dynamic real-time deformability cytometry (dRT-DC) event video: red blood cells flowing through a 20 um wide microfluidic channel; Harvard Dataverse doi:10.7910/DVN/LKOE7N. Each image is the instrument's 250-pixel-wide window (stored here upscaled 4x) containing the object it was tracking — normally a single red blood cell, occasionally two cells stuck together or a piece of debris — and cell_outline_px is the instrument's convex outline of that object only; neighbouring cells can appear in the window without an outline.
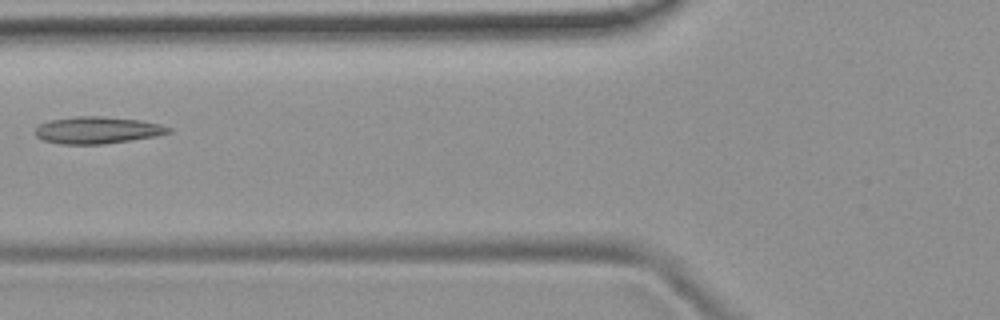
{"species": "common noctule bat (a hibernating species)", "species_latin": "Nyctalus noctula", "temperature_condition": "room temperature", "stored_images_in_passage": 5, "camera_frame_rate_fps": 3000, "um_per_image_px": 0.085, "animal": {"sex": "female", "body_mass_g": 19.9}, "frame": {"image": 1, "passage_image": 5, "time_ms": 5.667, "image_size_px": [1000, 320], "cell_outline_px": [[172, 132], [156, 136], [104, 144], [60, 144], [44, 140], [36, 136], [32, 132], [40, 124], [48, 120], [76, 116], [100, 116], [140, 120], [160, 124], [172, 128]], "centroid_in_image_um": [8.26, 11.06], "position_along_channel_um": 117.5, "area_um2": 21.04}}